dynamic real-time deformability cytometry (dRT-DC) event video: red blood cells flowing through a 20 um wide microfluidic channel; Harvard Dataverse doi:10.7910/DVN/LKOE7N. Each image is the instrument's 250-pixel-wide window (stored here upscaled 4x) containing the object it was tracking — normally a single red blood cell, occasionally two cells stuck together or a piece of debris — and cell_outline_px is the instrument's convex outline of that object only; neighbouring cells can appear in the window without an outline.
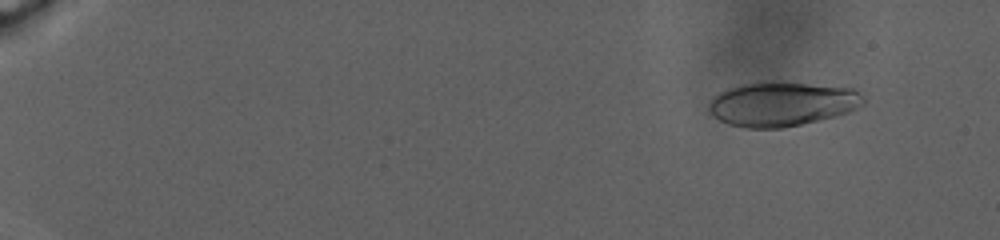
{"species": "human", "species_latin": "Homo sapiens", "temperature_condition": "warm", "stored_images_in_passage": 65, "camera_frame_rate_fps": 3000, "um_per_image_px": 0.085, "donor": {"sex": "male"}, "frame": {"image": 1, "passage_image": 7, "time_ms": 3.667, "image_size_px": [1000, 240], "cell_outline_px": [[864, 104], [848, 112], [836, 116], [800, 124], [780, 128], [748, 128], [728, 124], [720, 120], [708, 112], [708, 104], [712, 96], [728, 88], [740, 84], [768, 80], [780, 80], [852, 88], [860, 92], [864, 96]], "centroid_in_image_um": [66.45, 8.8], "position_along_channel_um": 18.6, "area_um2": 40.58}}
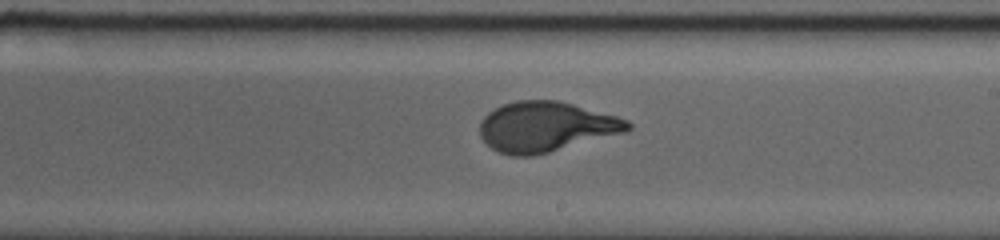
{"frame": {"image": 2, "passage_image": 39, "time_ms": 22.333, "image_size_px": [1000, 240], "cell_outline_px": [[632, 128], [628, 132], [532, 156], [512, 156], [496, 152], [480, 136], [480, 120], [488, 112], [504, 104], [516, 100], [556, 100], [572, 104], [616, 116], [628, 120], [632, 124]], "centroid_in_image_um": [46.4, 10.78], "position_along_channel_um": 242.6, "area_um2": 43.18}}
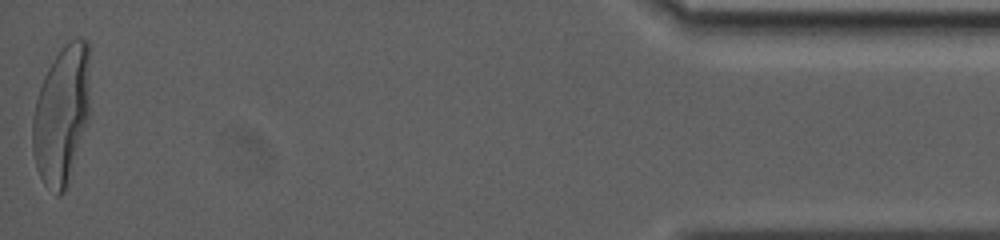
{"frame": {"image": 3, "passage_image": 64, "time_ms": 34.333, "image_size_px": [1000, 240], "cell_outline_px": [[88, 116], [68, 188], [60, 196], [56, 196], [44, 184], [36, 168], [32, 152], [32, 120], [36, 100], [44, 76], [48, 68], [60, 48], [64, 44], [76, 36], [88, 40]], "centroid_in_image_um": [5.21, 9.8], "position_along_channel_um": 430.0, "area_um2": 46.53}, "authors_computed_cell_mechanics": {"area_um2": 42.3096, "velocity_mm_per_s": 2.1553, "shape_relaxation_time_tau1_ms": 10.0308, "shape_relaxation_time_tau2_ms": null, "deformation_change_tau1": 0.2901, "deformation_change_tau2": null}}